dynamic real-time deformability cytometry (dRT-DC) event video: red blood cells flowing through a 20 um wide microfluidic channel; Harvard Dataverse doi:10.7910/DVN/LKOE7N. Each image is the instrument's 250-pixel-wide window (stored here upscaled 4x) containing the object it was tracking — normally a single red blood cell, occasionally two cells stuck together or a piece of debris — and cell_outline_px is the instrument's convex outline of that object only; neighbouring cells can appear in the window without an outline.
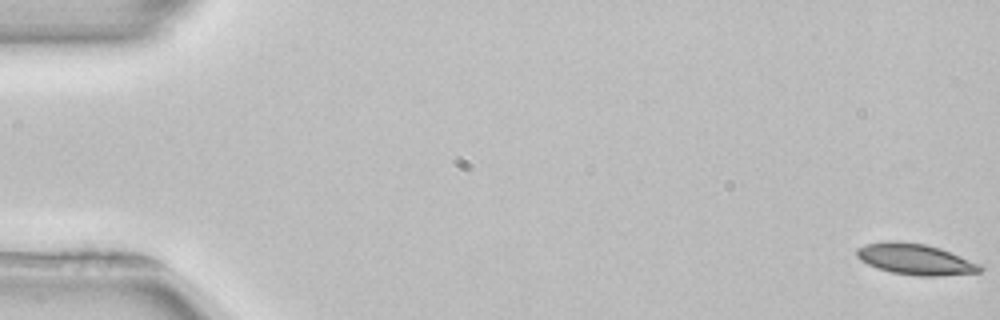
{"species": "common noctule bat (a hibernating species)", "species_latin": "Nyctalus noctula", "temperature_condition": "room temperature", "stored_images_in_passage": 53, "camera_frame_rate_fps": 3000, "um_per_image_px": 0.085, "animal": {"sex": "female", "body_mass_g": 22.7, "forearm_length_mm": 54.2}, "frame": {"image": 1, "passage_image": 1, "time_ms": 0.0, "image_size_px": [1000, 320], "cell_outline_px": [[984, 268], [980, 272], [940, 276], [916, 276], [892, 272], [876, 268], [860, 260], [856, 256], [856, 248], [868, 244], [892, 240], [896, 240], [924, 244], [940, 248], [984, 264]], "centroid_in_image_um": [77.85, 22.04], "position_along_channel_um": 7.2, "area_um2": 22.54}}
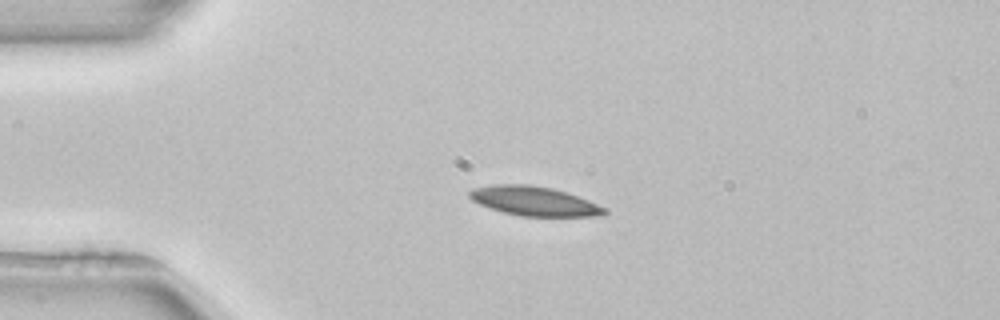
{"frame": {"image": 2, "passage_image": 13, "time_ms": 4.0, "image_size_px": [1000, 320], "cell_outline_px": [[608, 212], [604, 216], [520, 216], [504, 212], [480, 204], [472, 200], [468, 196], [468, 192], [472, 188], [496, 184], [528, 184], [552, 188], [588, 200], [608, 208]], "centroid_in_image_um": [45.42, 17.09], "position_along_channel_um": 39.6, "area_um2": 23.0}}
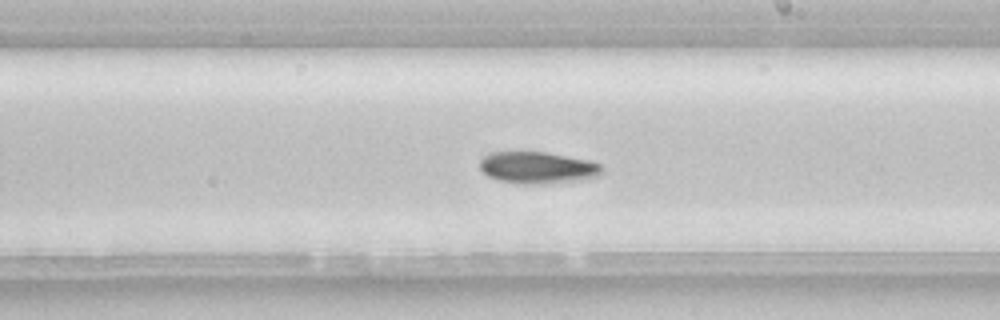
{"frame": {"image": 3, "passage_image": 31, "time_ms": 10.0, "image_size_px": [1000, 320], "cell_outline_px": [[604, 172], [600, 176], [588, 180], [544, 184], [524, 184], [496, 180], [488, 176], [480, 168], [480, 160], [484, 156], [492, 152], [544, 152], [588, 160], [600, 164], [604, 168]], "centroid_in_image_um": [45.76, 14.27], "position_along_channel_um": 243.2, "area_um2": 22.95}}